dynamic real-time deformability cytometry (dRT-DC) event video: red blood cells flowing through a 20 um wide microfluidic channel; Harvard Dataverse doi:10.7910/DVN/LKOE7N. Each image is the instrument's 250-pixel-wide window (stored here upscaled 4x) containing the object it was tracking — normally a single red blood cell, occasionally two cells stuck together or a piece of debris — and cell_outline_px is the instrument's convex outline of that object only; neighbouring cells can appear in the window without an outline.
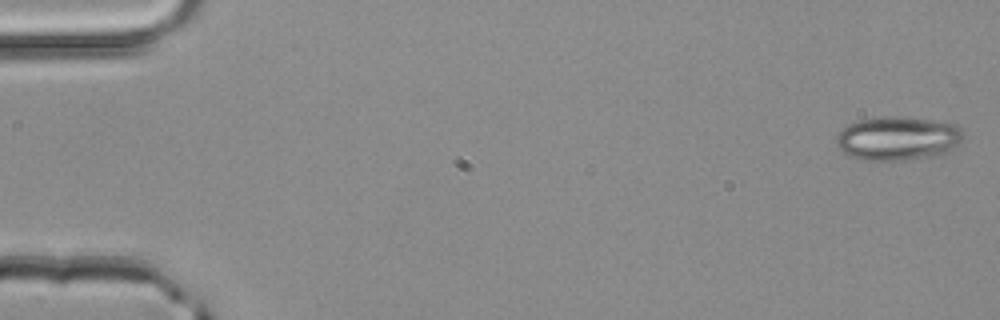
{"species": "common noctule bat (a hibernating species)", "species_latin": "Nyctalus noctula", "temperature_condition": "room temperature", "stored_images_in_passage": 5, "camera_frame_rate_fps": 3000, "um_per_image_px": 0.085, "animal": {"sex": "male", "body_mass_g": 20.4}, "frame": {"image": 1, "passage_image": 1, "time_ms": 0.0, "image_size_px": [1000, 320], "cell_outline_px": [[964, 136], [952, 148], [936, 156], [904, 160], [864, 160], [848, 156], [836, 144], [836, 136], [848, 124], [860, 120], [884, 116], [896, 116], [928, 120], [956, 124], [964, 132]], "centroid_in_image_um": [76.29, 11.77], "position_along_channel_um": 8.7, "area_um2": 32.19}}
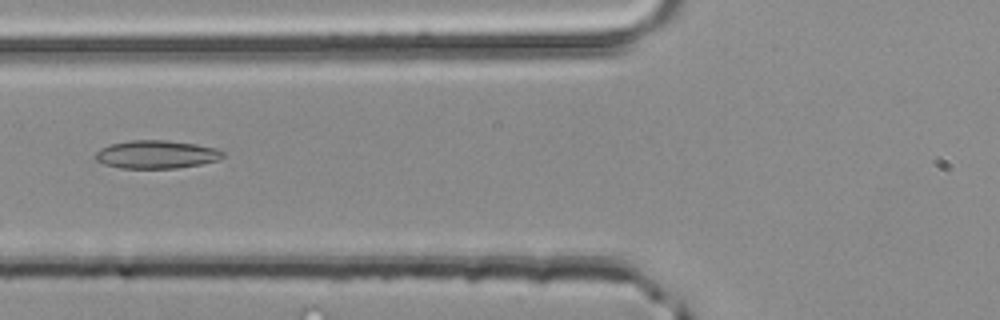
{"frame": {"image": 2, "passage_image": 5, "time_ms": 1.333, "image_size_px": [1000, 320], "cell_outline_px": [[224, 156], [220, 160], [204, 164], [176, 168], [120, 168], [104, 164], [96, 160], [92, 156], [100, 148], [112, 144], [128, 140], [164, 140], [196, 144], [216, 148], [224, 152]], "centroid_in_image_um": [13.3, 13.13], "position_along_channel_um": 112.5, "area_um2": 21.1}}